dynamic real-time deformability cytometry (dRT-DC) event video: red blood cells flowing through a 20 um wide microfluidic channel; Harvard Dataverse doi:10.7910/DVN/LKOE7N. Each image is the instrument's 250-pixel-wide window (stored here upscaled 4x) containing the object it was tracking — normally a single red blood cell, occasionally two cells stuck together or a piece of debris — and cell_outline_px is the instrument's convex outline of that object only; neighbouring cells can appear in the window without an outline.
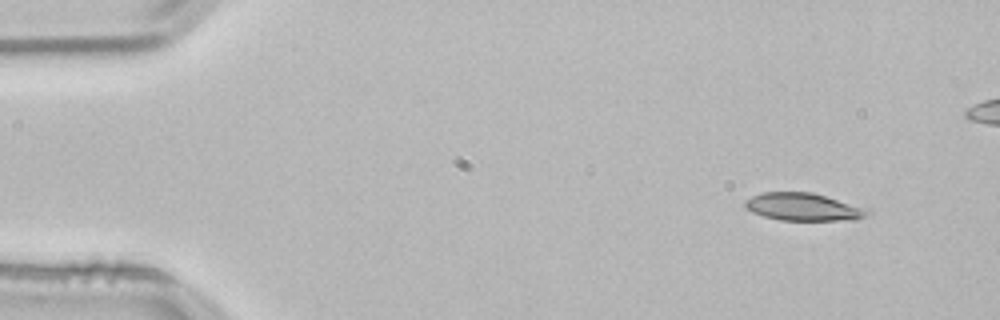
{"species": "common noctule bat (a hibernating species)", "species_latin": "Nyctalus noctula", "temperature_condition": "room temperature", "stored_images_in_passage": 50, "camera_frame_rate_fps": 3000, "um_per_image_px": 0.085, "animal": {"sex": "male", "body_mass_g": 21.5, "forearm_length_mm": 52.0}, "frame": {"image": 1, "passage_image": 1, "time_ms": 0.0, "image_size_px": [1000, 320], "cell_outline_px": [[872, 216], [856, 220], [780, 220], [764, 216], [752, 212], [744, 208], [744, 200], [760, 192], [812, 192], [868, 208], [872, 212]], "centroid_in_image_um": [68.33, 17.59], "position_along_channel_um": 16.7, "area_um2": 20.11}}
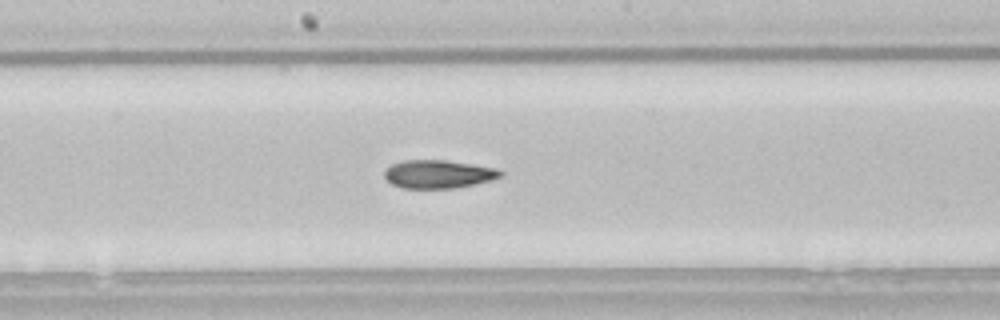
{"frame": {"image": 2, "passage_image": 24, "time_ms": 7.667, "image_size_px": [1000, 320], "cell_outline_px": [[504, 176], [492, 180], [456, 188], [404, 188], [392, 184], [384, 176], [384, 172], [392, 164], [404, 160], [444, 160], [472, 164], [496, 168], [504, 172]], "centroid_in_image_um": [37.3, 14.8], "position_along_channel_um": 210.9, "area_um2": 19.07}}
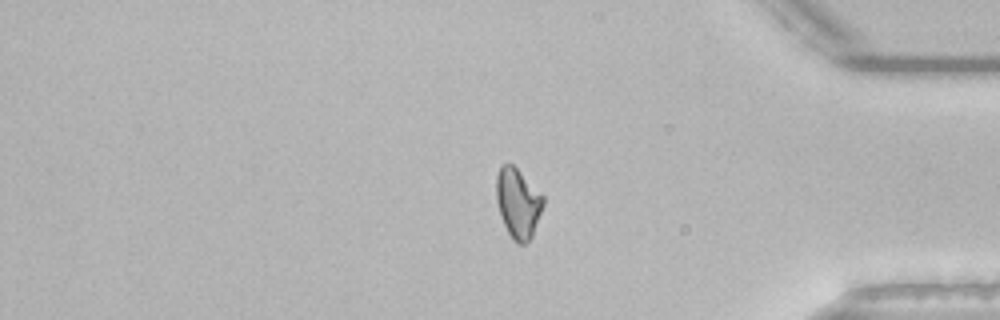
{"frame": {"image": 3, "passage_image": 40, "time_ms": 13.0, "image_size_px": [1000, 320], "cell_outline_px": [[544, 204], [532, 236], [524, 244], [516, 244], [512, 240], [500, 216], [496, 200], [496, 176], [500, 164], [512, 164], [544, 196]], "centroid_in_image_um": [44.01, 17.27], "position_along_channel_um": 391.2, "area_um2": 19.07}, "authors_computed_cell_mechanics": {"area_um2": 19.4497, "velocity_mm_per_s": 3.8438, "shape_relaxation_time_tau1_ms": null, "shape_relaxation_time_tau2_ms": 2.6548, "deformation_change_tau1": null, "deformation_change_tau2": 0.0894}}